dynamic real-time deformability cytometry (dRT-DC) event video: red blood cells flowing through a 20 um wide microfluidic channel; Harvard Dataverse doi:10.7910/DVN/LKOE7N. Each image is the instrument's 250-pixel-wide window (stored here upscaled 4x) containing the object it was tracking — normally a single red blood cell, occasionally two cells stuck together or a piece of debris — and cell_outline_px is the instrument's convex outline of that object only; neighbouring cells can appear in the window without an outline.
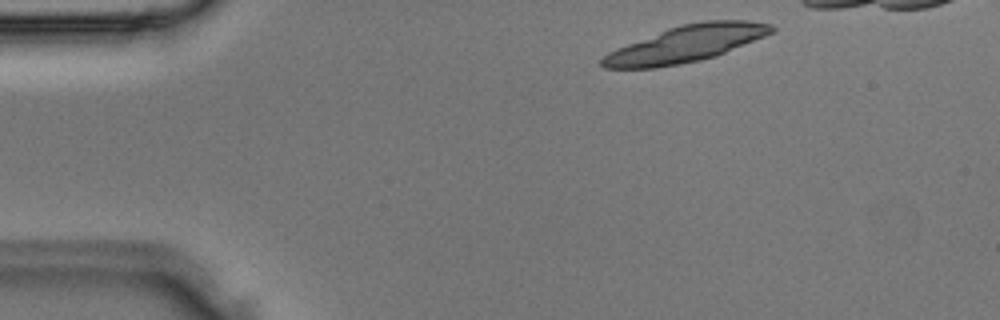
{"species": "Egyptian fruit bat (a non-hibernating species)", "species_latin": "Rousettus aegyptiacus", "temperature_condition": "room temperature", "stored_images_in_passage": 4, "camera_frame_rate_fps": 3000, "um_per_image_px": 0.085, "animal": {"sex": "male"}, "frame": {"image": 1, "passage_image": 1, "time_ms": 0.0, "image_size_px": [1000, 320], "cell_outline_px": [[776, 28], [772, 32], [764, 36], [716, 56], [700, 60], [656, 68], [604, 68], [600, 64], [600, 60], [608, 52], [616, 48], [668, 28], [680, 24], [704, 20], [748, 20], [772, 24]], "centroid_in_image_um": [58.3, 3.72], "position_along_channel_um": 26.7, "area_um2": 35.89}}